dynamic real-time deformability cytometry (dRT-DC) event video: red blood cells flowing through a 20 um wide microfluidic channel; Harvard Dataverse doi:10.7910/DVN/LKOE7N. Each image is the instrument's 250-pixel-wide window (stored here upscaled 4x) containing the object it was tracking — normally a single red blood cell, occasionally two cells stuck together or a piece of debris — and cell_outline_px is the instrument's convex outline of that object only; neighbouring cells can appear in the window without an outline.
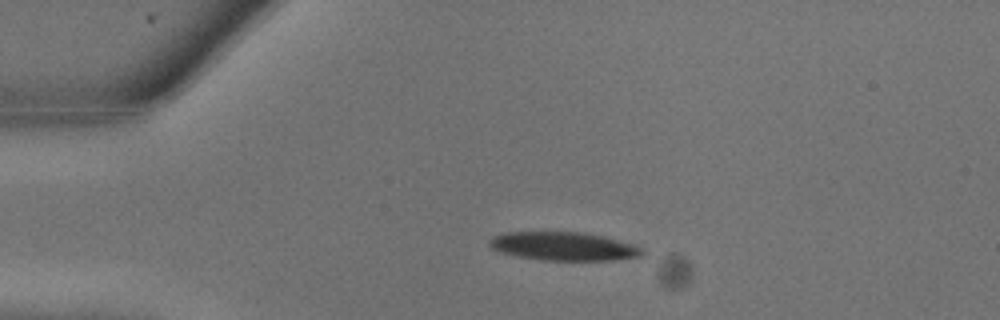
{"species": "common noctule bat (a hibernating species)", "species_latin": "Nyctalus noctula", "temperature_condition": "warm", "stored_images_in_passage": 7, "camera_frame_rate_fps": 3000, "um_per_image_px": 0.085, "animal": {"sex": "male", "body_mass_g": 13.3}, "frame": {"image": 1, "passage_image": 5, "time_ms": 1.333, "image_size_px": [1000, 320], "cell_outline_px": [[648, 256], [616, 260], [540, 260], [500, 252], [492, 248], [488, 244], [488, 240], [504, 232], [580, 232], [604, 236], [632, 244], [644, 248]], "centroid_in_image_um": [47.99, 20.94], "position_along_channel_um": 37.0, "area_um2": 25.55}}